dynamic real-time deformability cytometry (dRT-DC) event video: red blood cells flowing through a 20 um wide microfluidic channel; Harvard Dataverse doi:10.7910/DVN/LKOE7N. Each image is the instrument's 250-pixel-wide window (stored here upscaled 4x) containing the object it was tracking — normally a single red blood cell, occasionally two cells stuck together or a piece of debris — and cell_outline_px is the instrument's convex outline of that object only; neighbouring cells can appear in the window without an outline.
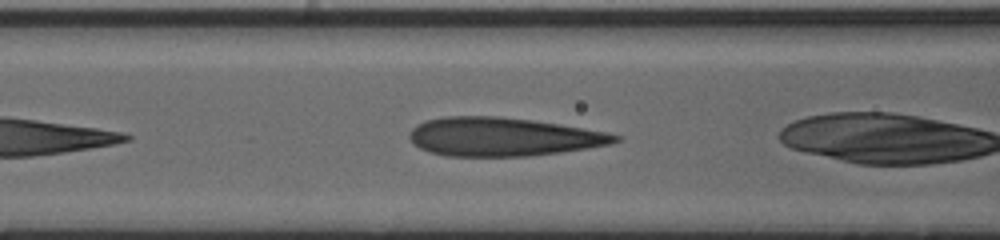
{"species": "human", "species_latin": "Homo sapiens", "temperature_condition": "cold", "stored_images_in_passage": 7, "camera_frame_rate_fps": 3000, "um_per_image_px": 0.085, "donor": {"sex": "male"}, "frame": {"image": 1, "passage_image": 3, "time_ms": 0.667, "image_size_px": [1000, 240], "cell_outline_px": [[620, 140], [612, 144], [588, 148], [560, 152], [528, 156], [448, 156], [428, 152], [420, 148], [408, 136], [412, 128], [416, 124], [424, 120], [444, 116], [500, 116], [532, 120], [560, 124], [608, 132], [620, 136]], "centroid_in_image_um": [42.74, 11.62], "position_along_channel_um": 123.9, "area_um2": 46.41}}
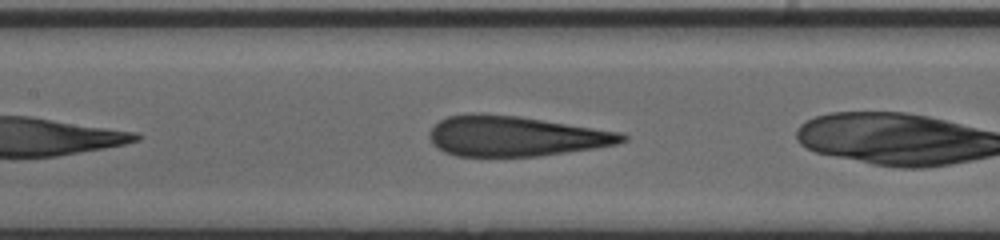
{"frame": {"image": 2, "passage_image": 6, "time_ms": 1.667, "image_size_px": [1000, 240], "cell_outline_px": [[628, 140], [616, 144], [592, 148], [536, 156], [456, 156], [444, 152], [436, 148], [432, 144], [428, 136], [428, 132], [440, 120], [448, 116], [480, 112], [520, 116], [620, 132], [628, 136]], "centroid_in_image_um": [43.76, 11.56], "position_along_channel_um": 163.6, "area_um2": 45.2}}